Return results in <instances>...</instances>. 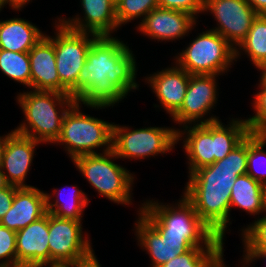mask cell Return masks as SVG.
<instances>
[{"instance_id":"32","label":"cell","mask_w":266,"mask_h":267,"mask_svg":"<svg viewBox=\"0 0 266 267\" xmlns=\"http://www.w3.org/2000/svg\"><path fill=\"white\" fill-rule=\"evenodd\" d=\"M0 266L17 267L16 232L0 224Z\"/></svg>"},{"instance_id":"29","label":"cell","mask_w":266,"mask_h":267,"mask_svg":"<svg viewBox=\"0 0 266 267\" xmlns=\"http://www.w3.org/2000/svg\"><path fill=\"white\" fill-rule=\"evenodd\" d=\"M246 174L266 187V134L249 133Z\"/></svg>"},{"instance_id":"7","label":"cell","mask_w":266,"mask_h":267,"mask_svg":"<svg viewBox=\"0 0 266 267\" xmlns=\"http://www.w3.org/2000/svg\"><path fill=\"white\" fill-rule=\"evenodd\" d=\"M148 197V198H147ZM142 198L140 214L158 231L185 234L195 247H225L226 240L216 236L197 215L193 204L181 193L167 202L153 195Z\"/></svg>"},{"instance_id":"12","label":"cell","mask_w":266,"mask_h":267,"mask_svg":"<svg viewBox=\"0 0 266 267\" xmlns=\"http://www.w3.org/2000/svg\"><path fill=\"white\" fill-rule=\"evenodd\" d=\"M202 15L211 16L214 22L204 27L219 33L236 49L258 14L247 0H205Z\"/></svg>"},{"instance_id":"17","label":"cell","mask_w":266,"mask_h":267,"mask_svg":"<svg viewBox=\"0 0 266 267\" xmlns=\"http://www.w3.org/2000/svg\"><path fill=\"white\" fill-rule=\"evenodd\" d=\"M80 13L76 11L72 17L63 13L57 20L67 28L92 33L100 36H118L120 28L116 16L114 0H78Z\"/></svg>"},{"instance_id":"16","label":"cell","mask_w":266,"mask_h":267,"mask_svg":"<svg viewBox=\"0 0 266 267\" xmlns=\"http://www.w3.org/2000/svg\"><path fill=\"white\" fill-rule=\"evenodd\" d=\"M199 21L191 14L173 9L157 7L145 16L143 21L136 27L135 35L145 37L156 43H177L189 38L192 28Z\"/></svg>"},{"instance_id":"42","label":"cell","mask_w":266,"mask_h":267,"mask_svg":"<svg viewBox=\"0 0 266 267\" xmlns=\"http://www.w3.org/2000/svg\"><path fill=\"white\" fill-rule=\"evenodd\" d=\"M42 267H73V262L72 263H61V264H49V265H45Z\"/></svg>"},{"instance_id":"28","label":"cell","mask_w":266,"mask_h":267,"mask_svg":"<svg viewBox=\"0 0 266 267\" xmlns=\"http://www.w3.org/2000/svg\"><path fill=\"white\" fill-rule=\"evenodd\" d=\"M240 227L237 231L240 244L242 243L238 246L240 254H259L266 251V212L260 218Z\"/></svg>"},{"instance_id":"1","label":"cell","mask_w":266,"mask_h":267,"mask_svg":"<svg viewBox=\"0 0 266 267\" xmlns=\"http://www.w3.org/2000/svg\"><path fill=\"white\" fill-rule=\"evenodd\" d=\"M120 37L100 36L92 42L77 79L76 102L113 110L132 92L142 89L138 77L142 74L141 65L135 55L138 51L132 49V43L128 44L126 38Z\"/></svg>"},{"instance_id":"36","label":"cell","mask_w":266,"mask_h":267,"mask_svg":"<svg viewBox=\"0 0 266 267\" xmlns=\"http://www.w3.org/2000/svg\"><path fill=\"white\" fill-rule=\"evenodd\" d=\"M96 249H92L87 255L75 260L73 262V267H102L100 259L95 253Z\"/></svg>"},{"instance_id":"11","label":"cell","mask_w":266,"mask_h":267,"mask_svg":"<svg viewBox=\"0 0 266 267\" xmlns=\"http://www.w3.org/2000/svg\"><path fill=\"white\" fill-rule=\"evenodd\" d=\"M220 75H190L189 84L181 108L170 118L178 130L190 124H206L221 117L213 113L220 105L222 93ZM220 98V99H219Z\"/></svg>"},{"instance_id":"19","label":"cell","mask_w":266,"mask_h":267,"mask_svg":"<svg viewBox=\"0 0 266 267\" xmlns=\"http://www.w3.org/2000/svg\"><path fill=\"white\" fill-rule=\"evenodd\" d=\"M49 213L16 232L17 267L50 264Z\"/></svg>"},{"instance_id":"34","label":"cell","mask_w":266,"mask_h":267,"mask_svg":"<svg viewBox=\"0 0 266 267\" xmlns=\"http://www.w3.org/2000/svg\"><path fill=\"white\" fill-rule=\"evenodd\" d=\"M17 188L18 186L9 184L6 188L0 189V220L11 208Z\"/></svg>"},{"instance_id":"22","label":"cell","mask_w":266,"mask_h":267,"mask_svg":"<svg viewBox=\"0 0 266 267\" xmlns=\"http://www.w3.org/2000/svg\"><path fill=\"white\" fill-rule=\"evenodd\" d=\"M24 10H12L13 17L0 19V49L14 52H29L46 35L36 23L20 17ZM4 9L0 8V14ZM2 16V15H0ZM43 30V31H42Z\"/></svg>"},{"instance_id":"38","label":"cell","mask_w":266,"mask_h":267,"mask_svg":"<svg viewBox=\"0 0 266 267\" xmlns=\"http://www.w3.org/2000/svg\"><path fill=\"white\" fill-rule=\"evenodd\" d=\"M258 15H266V0H247Z\"/></svg>"},{"instance_id":"15","label":"cell","mask_w":266,"mask_h":267,"mask_svg":"<svg viewBox=\"0 0 266 267\" xmlns=\"http://www.w3.org/2000/svg\"><path fill=\"white\" fill-rule=\"evenodd\" d=\"M166 67H160L151 73H144L141 76V85H146L154 97L153 103L156 112H165L168 120L181 108L186 90L189 84L190 74L178 67L172 60ZM146 75V76H145Z\"/></svg>"},{"instance_id":"14","label":"cell","mask_w":266,"mask_h":267,"mask_svg":"<svg viewBox=\"0 0 266 267\" xmlns=\"http://www.w3.org/2000/svg\"><path fill=\"white\" fill-rule=\"evenodd\" d=\"M135 215L132 234L137 247L149 258V267H160L195 247L185 234L158 232L140 213Z\"/></svg>"},{"instance_id":"35","label":"cell","mask_w":266,"mask_h":267,"mask_svg":"<svg viewBox=\"0 0 266 267\" xmlns=\"http://www.w3.org/2000/svg\"><path fill=\"white\" fill-rule=\"evenodd\" d=\"M238 258V263L234 264L236 267H255V263L258 261L264 263L266 267V251H262L259 254H240Z\"/></svg>"},{"instance_id":"20","label":"cell","mask_w":266,"mask_h":267,"mask_svg":"<svg viewBox=\"0 0 266 267\" xmlns=\"http://www.w3.org/2000/svg\"><path fill=\"white\" fill-rule=\"evenodd\" d=\"M47 213L45 190L37 186L18 187L11 208L0 224L15 232L27 227Z\"/></svg>"},{"instance_id":"30","label":"cell","mask_w":266,"mask_h":267,"mask_svg":"<svg viewBox=\"0 0 266 267\" xmlns=\"http://www.w3.org/2000/svg\"><path fill=\"white\" fill-rule=\"evenodd\" d=\"M157 7H159L158 0H120L116 4L119 28L122 31V28L131 23L134 32V29L143 21L145 16Z\"/></svg>"},{"instance_id":"10","label":"cell","mask_w":266,"mask_h":267,"mask_svg":"<svg viewBox=\"0 0 266 267\" xmlns=\"http://www.w3.org/2000/svg\"><path fill=\"white\" fill-rule=\"evenodd\" d=\"M54 17L51 18L53 30L49 32L47 29L46 35L54 43L56 68L60 78V93L68 94L77 100L79 72L85 65L92 42L98 36L71 30L59 22L56 16Z\"/></svg>"},{"instance_id":"25","label":"cell","mask_w":266,"mask_h":267,"mask_svg":"<svg viewBox=\"0 0 266 267\" xmlns=\"http://www.w3.org/2000/svg\"><path fill=\"white\" fill-rule=\"evenodd\" d=\"M245 58L255 72L259 66L266 64V15H257L246 38L235 49L236 64L245 61Z\"/></svg>"},{"instance_id":"9","label":"cell","mask_w":266,"mask_h":267,"mask_svg":"<svg viewBox=\"0 0 266 267\" xmlns=\"http://www.w3.org/2000/svg\"><path fill=\"white\" fill-rule=\"evenodd\" d=\"M143 121L140 128L129 124H113L112 150L115 155L126 162H145L176 153L177 129L174 125H155ZM150 123V124H149ZM157 157V158H156Z\"/></svg>"},{"instance_id":"24","label":"cell","mask_w":266,"mask_h":267,"mask_svg":"<svg viewBox=\"0 0 266 267\" xmlns=\"http://www.w3.org/2000/svg\"><path fill=\"white\" fill-rule=\"evenodd\" d=\"M245 212L250 219L260 218L266 212V187L248 174L238 176L231 189L230 228L232 229V211ZM232 213V214H231Z\"/></svg>"},{"instance_id":"37","label":"cell","mask_w":266,"mask_h":267,"mask_svg":"<svg viewBox=\"0 0 266 267\" xmlns=\"http://www.w3.org/2000/svg\"><path fill=\"white\" fill-rule=\"evenodd\" d=\"M36 0H0V8L10 10H24L26 6L30 5Z\"/></svg>"},{"instance_id":"27","label":"cell","mask_w":266,"mask_h":267,"mask_svg":"<svg viewBox=\"0 0 266 267\" xmlns=\"http://www.w3.org/2000/svg\"><path fill=\"white\" fill-rule=\"evenodd\" d=\"M0 73L1 76L19 84L21 90L30 89V58L28 52H14L0 49Z\"/></svg>"},{"instance_id":"21","label":"cell","mask_w":266,"mask_h":267,"mask_svg":"<svg viewBox=\"0 0 266 267\" xmlns=\"http://www.w3.org/2000/svg\"><path fill=\"white\" fill-rule=\"evenodd\" d=\"M30 58V89L60 93L53 41L44 35L28 52Z\"/></svg>"},{"instance_id":"18","label":"cell","mask_w":266,"mask_h":267,"mask_svg":"<svg viewBox=\"0 0 266 267\" xmlns=\"http://www.w3.org/2000/svg\"><path fill=\"white\" fill-rule=\"evenodd\" d=\"M41 146L43 145L40 142L15 131L8 137L0 166L10 185L33 186L26 181L30 178L34 159L38 156L37 150Z\"/></svg>"},{"instance_id":"13","label":"cell","mask_w":266,"mask_h":267,"mask_svg":"<svg viewBox=\"0 0 266 267\" xmlns=\"http://www.w3.org/2000/svg\"><path fill=\"white\" fill-rule=\"evenodd\" d=\"M83 222L62 219L49 213L50 264L72 263L94 247L91 233Z\"/></svg>"},{"instance_id":"2","label":"cell","mask_w":266,"mask_h":267,"mask_svg":"<svg viewBox=\"0 0 266 267\" xmlns=\"http://www.w3.org/2000/svg\"><path fill=\"white\" fill-rule=\"evenodd\" d=\"M248 136L225 158L189 174L182 194L193 204L200 219L225 240L230 229L231 189L247 172Z\"/></svg>"},{"instance_id":"26","label":"cell","mask_w":266,"mask_h":267,"mask_svg":"<svg viewBox=\"0 0 266 267\" xmlns=\"http://www.w3.org/2000/svg\"><path fill=\"white\" fill-rule=\"evenodd\" d=\"M225 251L224 247H193L160 267H227Z\"/></svg>"},{"instance_id":"23","label":"cell","mask_w":266,"mask_h":267,"mask_svg":"<svg viewBox=\"0 0 266 267\" xmlns=\"http://www.w3.org/2000/svg\"><path fill=\"white\" fill-rule=\"evenodd\" d=\"M77 184H64L62 187L53 185L51 191L45 190L46 211L55 217L62 219H72L85 222V211L91 205L90 195ZM90 204V205H89Z\"/></svg>"},{"instance_id":"43","label":"cell","mask_w":266,"mask_h":267,"mask_svg":"<svg viewBox=\"0 0 266 267\" xmlns=\"http://www.w3.org/2000/svg\"><path fill=\"white\" fill-rule=\"evenodd\" d=\"M120 0H114L115 4H117Z\"/></svg>"},{"instance_id":"6","label":"cell","mask_w":266,"mask_h":267,"mask_svg":"<svg viewBox=\"0 0 266 267\" xmlns=\"http://www.w3.org/2000/svg\"><path fill=\"white\" fill-rule=\"evenodd\" d=\"M90 109L98 113L100 110L106 112L109 107L75 101L63 117L60 137L53 146L63 149L69 161L80 155L99 154L112 149L114 122L98 118Z\"/></svg>"},{"instance_id":"5","label":"cell","mask_w":266,"mask_h":267,"mask_svg":"<svg viewBox=\"0 0 266 267\" xmlns=\"http://www.w3.org/2000/svg\"><path fill=\"white\" fill-rule=\"evenodd\" d=\"M16 92L15 105L22 111L23 118L17 127L14 126V131L53 148L61 134L63 117L76 100L53 91L25 89Z\"/></svg>"},{"instance_id":"3","label":"cell","mask_w":266,"mask_h":267,"mask_svg":"<svg viewBox=\"0 0 266 267\" xmlns=\"http://www.w3.org/2000/svg\"><path fill=\"white\" fill-rule=\"evenodd\" d=\"M227 116L206 124L186 125L177 130V145L183 149L187 176L225 158L249 135L244 114Z\"/></svg>"},{"instance_id":"41","label":"cell","mask_w":266,"mask_h":267,"mask_svg":"<svg viewBox=\"0 0 266 267\" xmlns=\"http://www.w3.org/2000/svg\"><path fill=\"white\" fill-rule=\"evenodd\" d=\"M9 185V183L6 180L5 174L1 169L0 166V189L6 188Z\"/></svg>"},{"instance_id":"39","label":"cell","mask_w":266,"mask_h":267,"mask_svg":"<svg viewBox=\"0 0 266 267\" xmlns=\"http://www.w3.org/2000/svg\"><path fill=\"white\" fill-rule=\"evenodd\" d=\"M13 132H14V128L10 129L8 132L6 131V133H2L3 135L0 134V165H1V162H2L3 153H4V149H5V145H6L7 139Z\"/></svg>"},{"instance_id":"40","label":"cell","mask_w":266,"mask_h":267,"mask_svg":"<svg viewBox=\"0 0 266 267\" xmlns=\"http://www.w3.org/2000/svg\"><path fill=\"white\" fill-rule=\"evenodd\" d=\"M258 76L256 79L257 81L266 88V64L259 66L257 69Z\"/></svg>"},{"instance_id":"4","label":"cell","mask_w":266,"mask_h":267,"mask_svg":"<svg viewBox=\"0 0 266 267\" xmlns=\"http://www.w3.org/2000/svg\"><path fill=\"white\" fill-rule=\"evenodd\" d=\"M120 161L111 149L99 154L80 155L71 162L79 175L86 180V185L88 183L93 189L97 195L95 198H106L125 208L133 206L136 211L134 213L138 214L142 208V200L136 202L133 192L135 184L137 187V172L129 170Z\"/></svg>"},{"instance_id":"8","label":"cell","mask_w":266,"mask_h":267,"mask_svg":"<svg viewBox=\"0 0 266 267\" xmlns=\"http://www.w3.org/2000/svg\"><path fill=\"white\" fill-rule=\"evenodd\" d=\"M199 25L200 21L192 28V38L184 42L182 49L172 48L170 60L190 75L227 77L235 71L232 69L236 65L235 48L216 31L204 26L198 29Z\"/></svg>"},{"instance_id":"33","label":"cell","mask_w":266,"mask_h":267,"mask_svg":"<svg viewBox=\"0 0 266 267\" xmlns=\"http://www.w3.org/2000/svg\"><path fill=\"white\" fill-rule=\"evenodd\" d=\"M204 2L205 0H158L159 7L187 12L200 22H203L200 16L204 12Z\"/></svg>"},{"instance_id":"31","label":"cell","mask_w":266,"mask_h":267,"mask_svg":"<svg viewBox=\"0 0 266 267\" xmlns=\"http://www.w3.org/2000/svg\"><path fill=\"white\" fill-rule=\"evenodd\" d=\"M256 88L255 92L249 99V106H251V114L248 112L245 118L246 123L248 124L249 130L252 133L256 134H266V88L263 87L258 81L256 84H253Z\"/></svg>"}]
</instances>
